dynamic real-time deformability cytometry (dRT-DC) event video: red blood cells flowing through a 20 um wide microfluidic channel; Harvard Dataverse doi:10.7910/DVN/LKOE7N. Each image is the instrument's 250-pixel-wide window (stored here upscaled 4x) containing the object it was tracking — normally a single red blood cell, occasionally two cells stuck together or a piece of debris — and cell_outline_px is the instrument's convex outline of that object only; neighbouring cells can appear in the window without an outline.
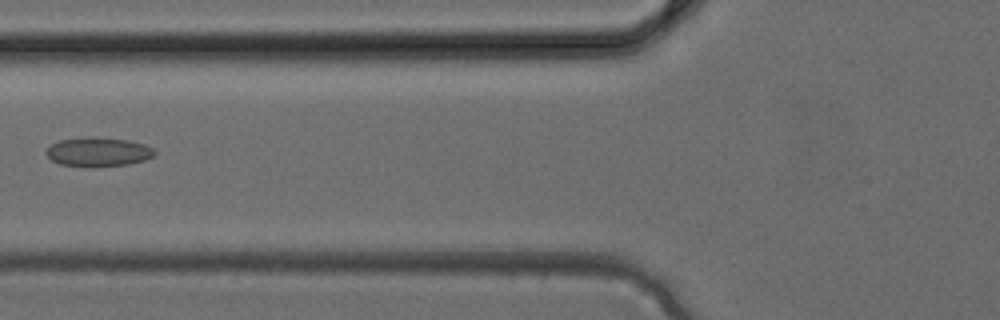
{"species": "common noctule bat (a hibernating species)", "species_latin": "Nyctalus noctula", "temperature_condition": "cold", "stored_images_in_passage": 5, "camera_frame_rate_fps": 3000, "um_per_image_px": 0.085, "animal": {"sex": "female", "body_mass_g": 24.6, "forearm_length_mm": 56.2}, "frame": {"image": 1, "passage_image": 5, "time_ms": 1.333, "image_size_px": [1000, 320], "cell_outline_px": [[156, 156], [144, 160], [128, 164], [60, 164], [52, 160], [44, 152], [52, 144], [60, 140], [88, 136], [96, 136], [128, 140], [144, 144], [152, 148], [156, 152]], "centroid_in_image_um": [8.38, 12.85], "position_along_channel_um": 117.4, "area_um2": 17.74}}